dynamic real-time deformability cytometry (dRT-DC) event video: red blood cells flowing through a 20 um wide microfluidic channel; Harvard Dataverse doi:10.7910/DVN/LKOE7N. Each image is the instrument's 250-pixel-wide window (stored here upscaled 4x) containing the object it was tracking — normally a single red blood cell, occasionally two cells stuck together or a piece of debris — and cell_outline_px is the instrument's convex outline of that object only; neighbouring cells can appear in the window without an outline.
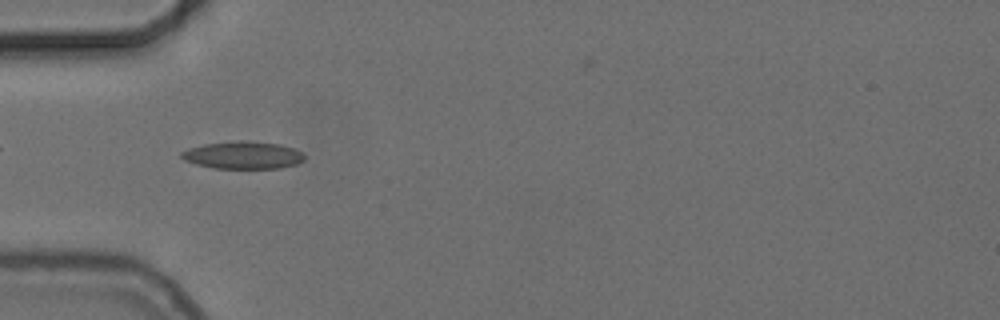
{"species": "common noctule bat (a hibernating species)", "species_latin": "Nyctalus noctula", "temperature_condition": "cold", "stored_images_in_passage": 41, "camera_frame_rate_fps": 3000, "um_per_image_px": 0.085, "animal": {"sex": "female", "body_mass_g": 24.6, "forearm_length_mm": 56.2}, "frame": {"image": 1, "passage_image": 3, "time_ms": 0.667, "image_size_px": [1000, 320], "cell_outline_px": [[304, 160], [296, 164], [280, 168], [212, 168], [196, 164], [184, 160], [180, 156], [180, 152], [188, 148], [204, 144], [240, 140], [248, 140], [280, 144], [292, 148], [300, 152], [304, 156]], "centroid_in_image_um": [20.62, 13.18], "position_along_channel_um": 64.4, "area_um2": 19.71}}
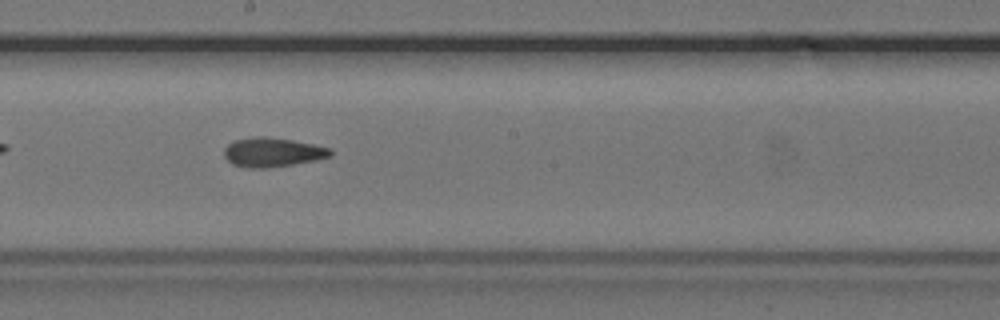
{"frame": {"image": 2, "passage_image": 16, "time_ms": 5.0, "image_size_px": [1000, 320], "cell_outline_px": [[332, 156], [316, 160], [268, 168], [244, 168], [232, 164], [224, 156], [224, 148], [228, 144], [236, 140], [256, 136], [264, 136], [292, 140], [332, 148]], "centroid_in_image_um": [23.16, 12.95], "position_along_channel_um": 225.0, "area_um2": 18.15}}
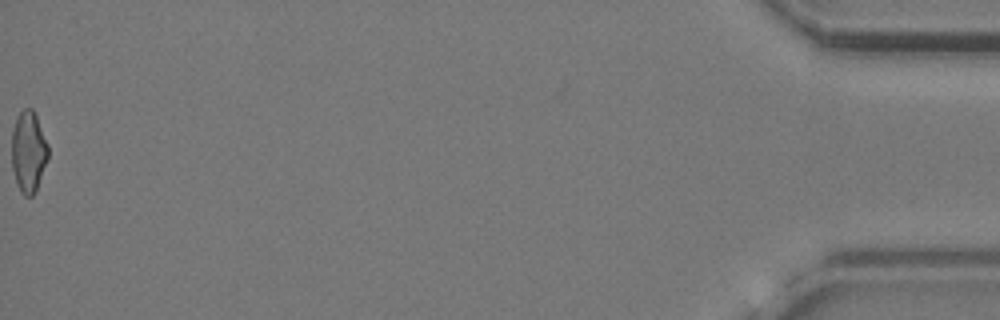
{"frame": {"image": 3, "passage_image": 41, "time_ms": 13.333, "image_size_px": [1000, 320], "cell_outline_px": [[48, 156], [36, 192], [32, 196], [24, 196], [20, 192], [16, 184], [12, 168], [12, 128], [20, 112], [24, 108], [32, 108], [36, 116], [48, 144]], "centroid_in_image_um": [2.41, 12.93], "position_along_channel_um": 432.8, "area_um2": 17.28}, "authors_computed_cell_mechanics": {"area_um2": 17.7446, "velocity_mm_per_s": 3.7202, "shape_relaxation_time_tau1_ms": null, "shape_relaxation_time_tau2_ms": 6.3283, "deformation_change_tau1": null, "deformation_change_tau2": 0.1658}}